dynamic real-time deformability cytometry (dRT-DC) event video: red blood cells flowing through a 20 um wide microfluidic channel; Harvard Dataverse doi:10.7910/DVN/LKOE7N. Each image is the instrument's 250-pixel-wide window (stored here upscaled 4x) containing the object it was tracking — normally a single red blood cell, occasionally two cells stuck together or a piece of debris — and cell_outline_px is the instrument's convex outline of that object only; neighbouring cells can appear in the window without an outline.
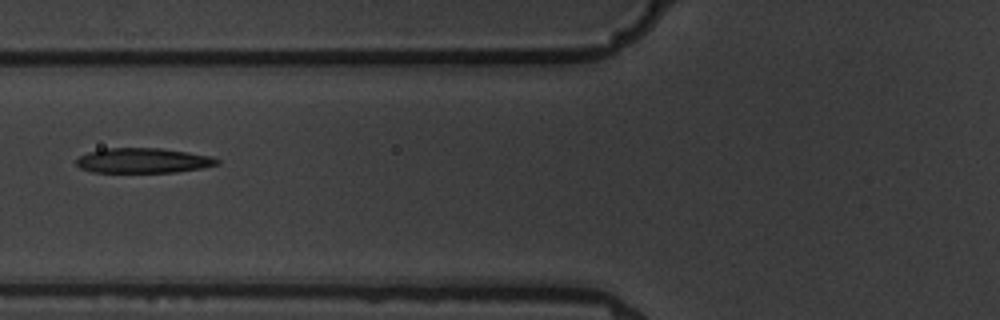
{"species": "common noctule bat (a hibernating species)", "species_latin": "Nyctalus noctula", "temperature_condition": "warm", "stored_images_in_passage": 3, "camera_frame_rate_fps": 3000, "um_per_image_px": 0.085, "animal": {"sex": "male", "body_mass_g": 19.5, "forearm_length_mm": 54.6}, "frame": {"image": 1, "passage_image": 3, "time_ms": 3.0, "image_size_px": [1000, 320], "cell_outline_px": [[220, 164], [200, 168], [176, 172], [92, 172], [80, 168], [76, 164], [76, 160], [80, 156], [88, 152], [104, 148], [160, 148], [188, 152], [212, 156], [220, 160]], "centroid_in_image_um": [12.17, 13.64], "position_along_channel_um": 113.6, "area_um2": 20.52}}